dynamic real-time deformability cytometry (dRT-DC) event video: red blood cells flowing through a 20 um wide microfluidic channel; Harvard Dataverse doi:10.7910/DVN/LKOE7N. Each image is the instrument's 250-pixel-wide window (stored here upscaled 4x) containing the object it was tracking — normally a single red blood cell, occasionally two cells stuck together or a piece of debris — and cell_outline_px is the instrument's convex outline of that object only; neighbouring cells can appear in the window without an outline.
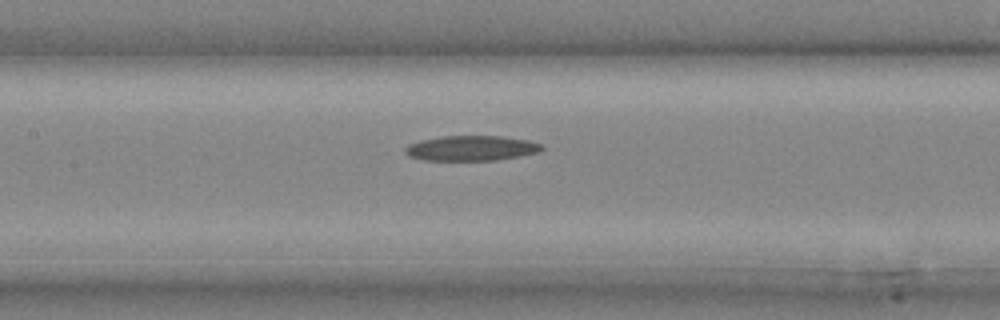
{"species": "common noctule bat (a hibernating species)", "species_latin": "Nyctalus noctula", "temperature_condition": "cold", "stored_images_in_passage": 26, "camera_frame_rate_fps": 3000, "um_per_image_px": 0.085, "animal": {"sex": "male", "body_mass_g": 20.4}, "frame": {"image": 1, "passage_image": 13, "time_ms": 4.0, "image_size_px": [1000, 320], "cell_outline_px": [[544, 148], [536, 152], [520, 156], [496, 160], [424, 160], [408, 156], [404, 152], [404, 148], [408, 144], [424, 140], [444, 136], [500, 136], [528, 140], [540, 144]], "centroid_in_image_um": [40.03, 12.6], "position_along_channel_um": 167.4, "area_um2": 19.77}}
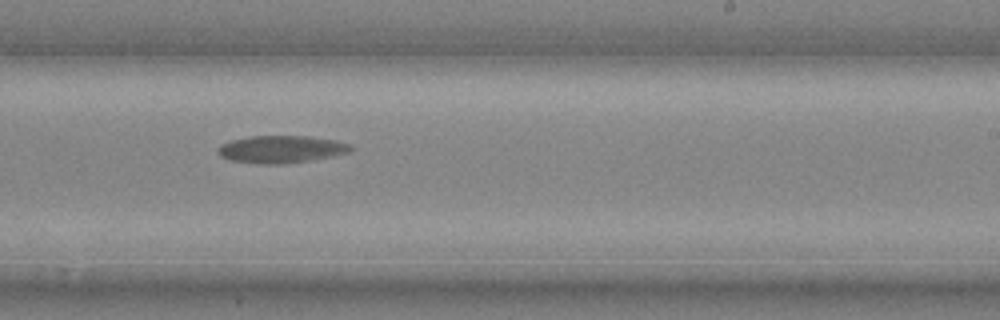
{"frame": {"image": 2, "passage_image": 17, "time_ms": 5.333, "image_size_px": [1000, 320], "cell_outline_px": [[352, 148], [348, 152], [332, 156], [308, 160], [280, 164], [268, 164], [232, 160], [220, 156], [216, 152], [224, 144], [232, 140], [252, 136], [308, 136], [336, 140], [348, 144]], "centroid_in_image_um": [23.91, 12.67], "position_along_channel_um": 265.1, "area_um2": 20.63}}
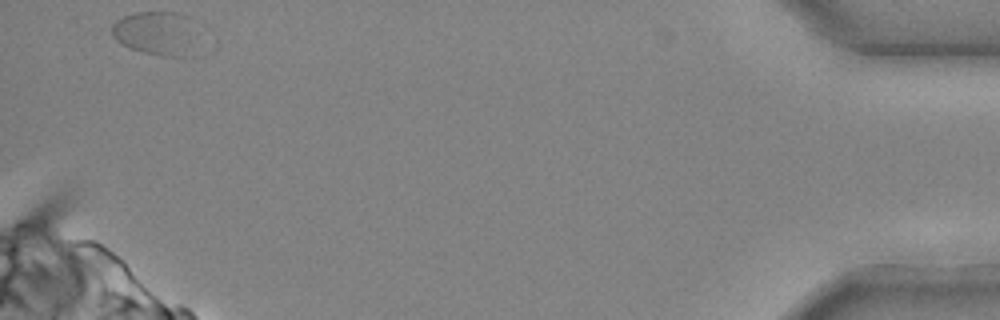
{"frame": {"image": 3, "passage_image": 26, "time_ms": 8.333, "image_size_px": [1000, 320], "cell_outline_px": [[208, 52], [204, 56], [164, 56], [144, 52], [132, 48], [116, 40], [112, 36], [112, 24], [116, 20], [124, 16], [136, 12], [180, 12], [196, 20]], "centroid_in_image_um": [13.65, 2.87], "position_along_channel_um": 421.5, "area_um2": 24.39}}